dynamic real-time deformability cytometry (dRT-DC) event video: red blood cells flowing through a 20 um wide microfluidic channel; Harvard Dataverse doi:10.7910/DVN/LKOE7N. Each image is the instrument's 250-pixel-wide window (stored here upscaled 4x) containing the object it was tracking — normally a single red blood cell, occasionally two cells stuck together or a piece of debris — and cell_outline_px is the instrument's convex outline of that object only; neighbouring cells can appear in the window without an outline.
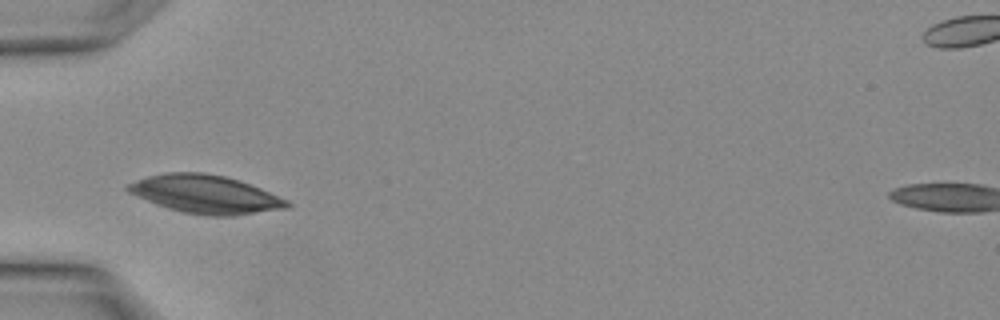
{"species": "Egyptian fruit bat (a non-hibernating species)", "species_latin": "Rousettus aegyptiacus", "temperature_condition": "warm", "stored_images_in_passage": 4, "camera_frame_rate_fps": 3000, "um_per_image_px": 0.085, "animal": {"sex": "female"}, "frame": {"image": 1, "passage_image": 4, "time_ms": 1.0, "image_size_px": [1000, 320], "cell_outline_px": [[292, 204], [288, 208], [236, 216], [208, 216], [184, 212], [168, 208], [156, 204], [136, 196], [128, 192], [124, 188], [124, 184], [148, 176], [168, 172], [204, 172], [224, 176], [260, 188], [288, 200]], "centroid_in_image_um": [17.44, 16.52], "position_along_channel_um": 67.6, "area_um2": 35.49}}